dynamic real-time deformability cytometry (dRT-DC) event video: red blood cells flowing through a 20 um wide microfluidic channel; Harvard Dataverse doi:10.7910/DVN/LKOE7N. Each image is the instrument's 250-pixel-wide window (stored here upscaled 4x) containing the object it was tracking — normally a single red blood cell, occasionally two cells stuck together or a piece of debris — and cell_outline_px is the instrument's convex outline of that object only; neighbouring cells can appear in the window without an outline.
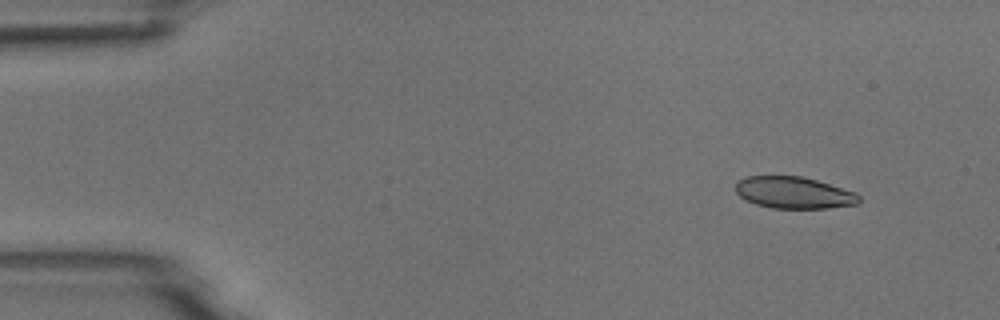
{"species": "common noctule bat (a hibernating species)", "species_latin": "Nyctalus noctula", "temperature_condition": "room temperature", "stored_images_in_passage": 9, "camera_frame_rate_fps": 3000, "um_per_image_px": 0.085, "animal": {"sex": "male", "body_mass_g": 18.8}, "frame": {"image": 1, "passage_image": 1, "time_ms": 0.0, "image_size_px": [1000, 320], "cell_outline_px": [[860, 200], [856, 204], [828, 208], [772, 208], [756, 204], [740, 196], [736, 192], [736, 180], [748, 176], [800, 176], [816, 180], [856, 192], [860, 196]], "centroid_in_image_um": [67.47, 16.37], "position_along_channel_um": 17.5, "area_um2": 22.72}}
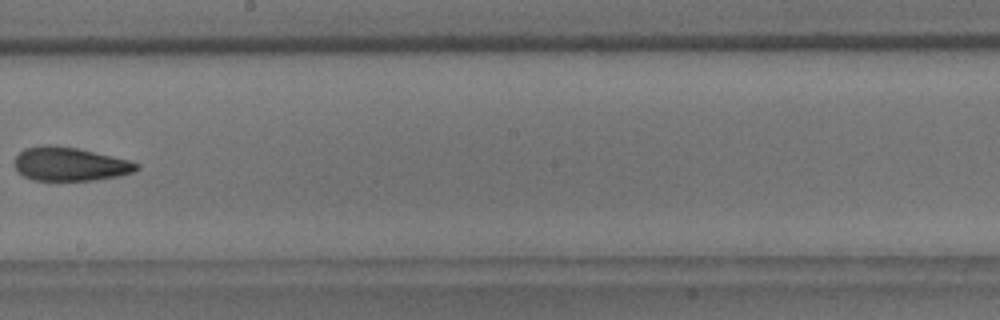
{"frame": {"image": 2, "passage_image": 8, "time_ms": 8.333, "image_size_px": [1000, 320], "cell_outline_px": [[140, 168], [132, 172], [120, 176], [92, 180], [32, 180], [16, 172], [12, 164], [16, 156], [24, 148], [44, 144], [52, 144], [76, 148], [112, 156], [128, 160], [140, 164]], "centroid_in_image_um": [5.88, 13.94], "position_along_channel_um": 242.3, "area_um2": 24.16}}
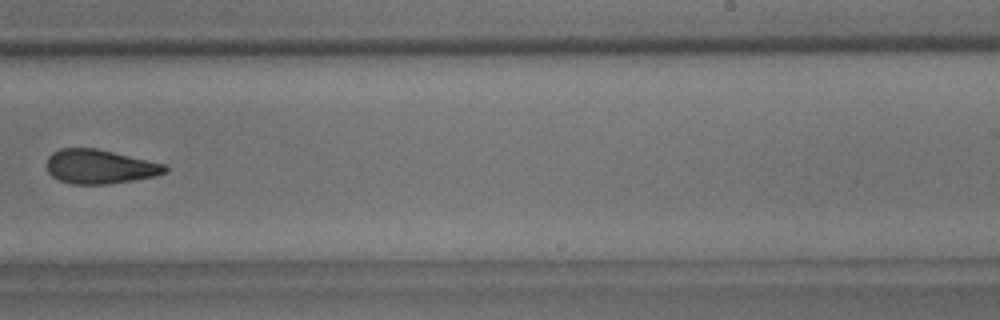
{"frame": {"image": 3, "passage_image": 9, "time_ms": 9.333, "image_size_px": [1000, 320], "cell_outline_px": [[168, 172], [156, 176], [108, 184], [72, 184], [60, 180], [52, 176], [48, 172], [48, 156], [52, 152], [60, 148], [96, 148], [164, 164], [168, 168]], "centroid_in_image_um": [8.48, 14.16], "position_along_channel_um": 280.5, "area_um2": 23.41}}